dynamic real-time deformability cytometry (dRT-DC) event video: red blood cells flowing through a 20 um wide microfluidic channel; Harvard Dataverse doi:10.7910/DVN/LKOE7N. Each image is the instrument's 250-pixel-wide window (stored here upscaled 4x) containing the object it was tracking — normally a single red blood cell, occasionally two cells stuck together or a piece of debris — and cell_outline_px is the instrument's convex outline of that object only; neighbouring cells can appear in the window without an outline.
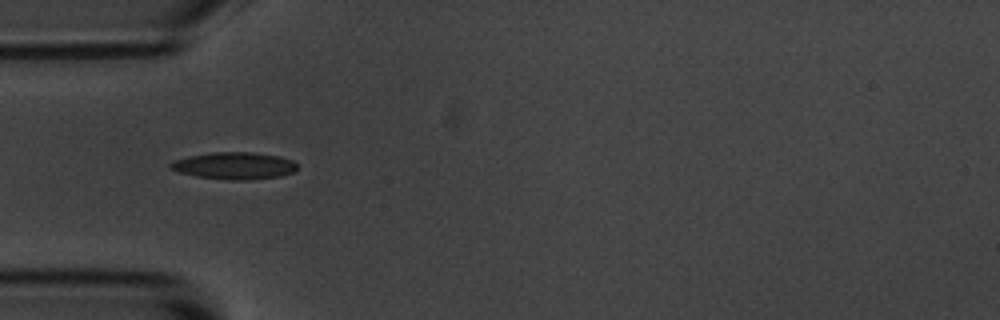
{"species": "common noctule bat (a hibernating species)", "species_latin": "Nyctalus noctula", "temperature_condition": "room temperature", "stored_images_in_passage": 5, "camera_frame_rate_fps": 3000, "um_per_image_px": 0.085, "animal": {"sex": "male", "body_mass_g": 20.1, "forearm_length_mm": 53.5}, "frame": {"image": 1, "passage_image": 5, "time_ms": 4.333, "image_size_px": [1000, 320], "cell_outline_px": [[296, 172], [280, 176], [252, 180], [232, 180], [196, 176], [180, 172], [168, 168], [168, 164], [172, 160], [188, 156], [212, 152], [252, 152], [280, 156], [292, 160], [296, 164]], "centroid_in_image_um": [19.91, 14.08], "position_along_channel_um": 65.1, "area_um2": 20.17}}